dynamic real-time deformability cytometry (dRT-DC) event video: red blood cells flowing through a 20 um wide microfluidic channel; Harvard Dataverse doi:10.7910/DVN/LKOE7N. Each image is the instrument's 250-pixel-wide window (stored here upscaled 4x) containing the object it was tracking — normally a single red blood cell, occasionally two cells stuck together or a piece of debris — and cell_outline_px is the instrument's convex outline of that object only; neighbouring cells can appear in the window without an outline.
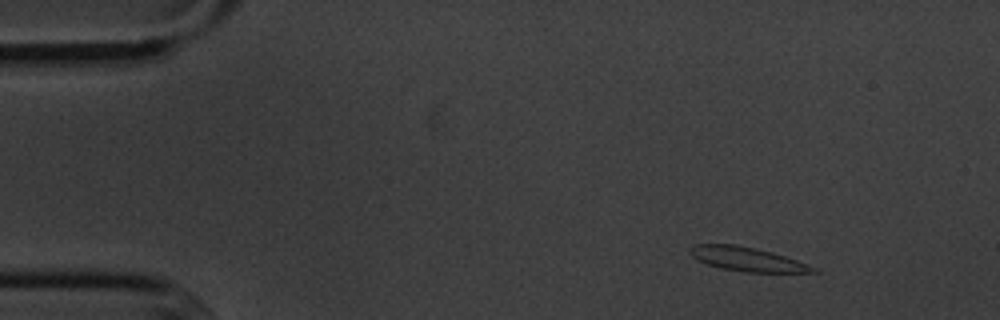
{"species": "common noctule bat (a hibernating species)", "species_latin": "Nyctalus noctula", "temperature_condition": "cold", "stored_images_in_passage": 9, "camera_frame_rate_fps": 3000, "um_per_image_px": 0.085, "animal": {"sex": "male", "body_mass_g": 20.1, "forearm_length_mm": 53.5}, "frame": {"image": 1, "passage_image": 2, "time_ms": 1.333, "image_size_px": [1000, 320], "cell_outline_px": [[820, 272], [744, 272], [720, 268], [708, 264], [692, 256], [688, 252], [688, 248], [692, 244], [736, 244], [756, 248], [772, 252], [796, 260], [816, 268]], "centroid_in_image_um": [63.45, 22.01], "position_along_channel_um": 21.5, "area_um2": 17.17}}
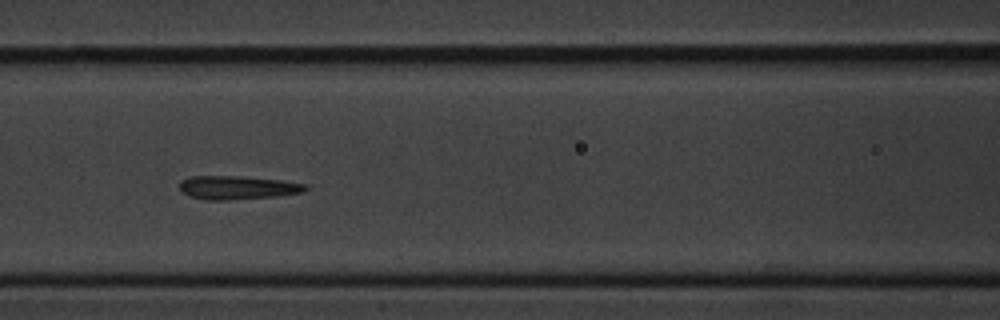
{"frame": {"image": 2, "passage_image": 7, "time_ms": 7.0, "image_size_px": [1000, 320], "cell_outline_px": [[308, 188], [304, 192], [276, 196], [228, 200], [204, 200], [188, 196], [180, 188], [180, 180], [188, 176], [236, 176], [280, 180], [308, 184]], "centroid_in_image_um": [20.17, 15.94], "position_along_channel_um": 146.4, "area_um2": 17.34}}
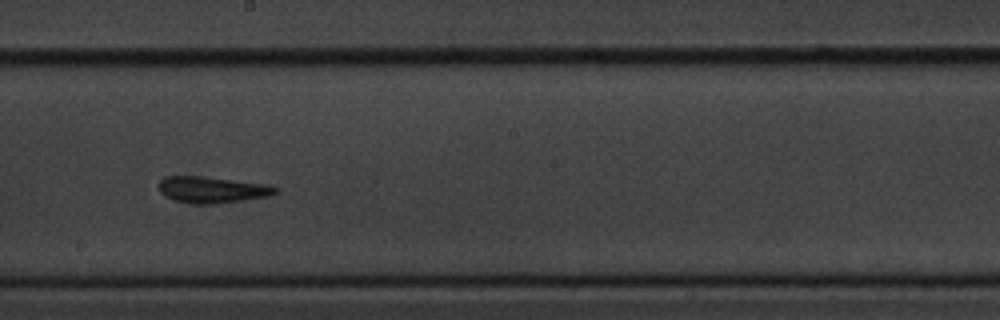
{"frame": {"image": 3, "passage_image": 9, "time_ms": 9.333, "image_size_px": [1000, 320], "cell_outline_px": [[280, 192], [272, 196], [244, 200], [212, 204], [192, 204], [172, 200], [164, 196], [160, 192], [156, 184], [164, 176], [200, 176], [268, 184], [280, 188]], "centroid_in_image_um": [18.03, 16.13], "position_along_channel_um": 230.2, "area_um2": 18.38}}